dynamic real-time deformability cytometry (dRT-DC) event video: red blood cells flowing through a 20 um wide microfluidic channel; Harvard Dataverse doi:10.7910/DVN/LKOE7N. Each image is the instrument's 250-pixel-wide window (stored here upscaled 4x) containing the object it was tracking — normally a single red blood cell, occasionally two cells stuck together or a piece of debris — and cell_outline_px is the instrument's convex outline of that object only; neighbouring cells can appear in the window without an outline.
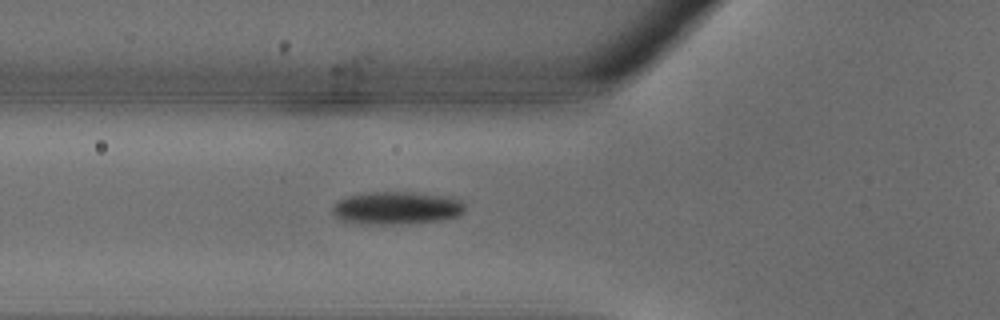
{"species": "common noctule bat (a hibernating species)", "species_latin": "Nyctalus noctula", "temperature_condition": "warm", "stored_images_in_passage": 26, "camera_frame_rate_fps": 3000, "um_per_image_px": 0.085, "animal": {"sex": "male", "body_mass_g": 18.8}, "frame": {"image": 1, "passage_image": 7, "time_ms": 2.0, "image_size_px": [1000, 320], "cell_outline_px": [[464, 212], [456, 216], [444, 220], [400, 224], [360, 224], [340, 220], [332, 212], [332, 208], [336, 200], [344, 196], [372, 192], [412, 192], [444, 196], [460, 200], [464, 204]], "centroid_in_image_um": [33.66, 17.68], "position_along_channel_um": 92.1, "area_um2": 25.49}}
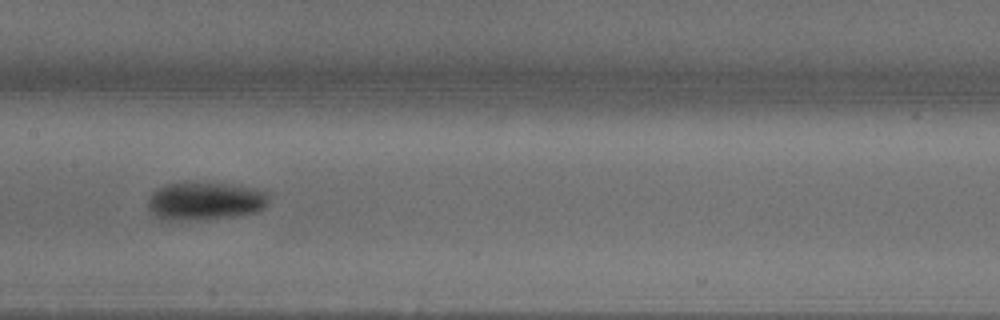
{"frame": {"image": 2, "passage_image": 12, "time_ms": 3.667, "image_size_px": [1000, 320], "cell_outline_px": [[268, 204], [264, 208], [256, 212], [232, 216], [168, 220], [156, 216], [148, 208], [148, 200], [152, 192], [156, 188], [164, 184], [180, 180], [192, 180], [232, 184], [264, 188], [268, 192]], "centroid_in_image_um": [17.45, 17.0], "position_along_channel_um": 189.9, "area_um2": 27.51}}
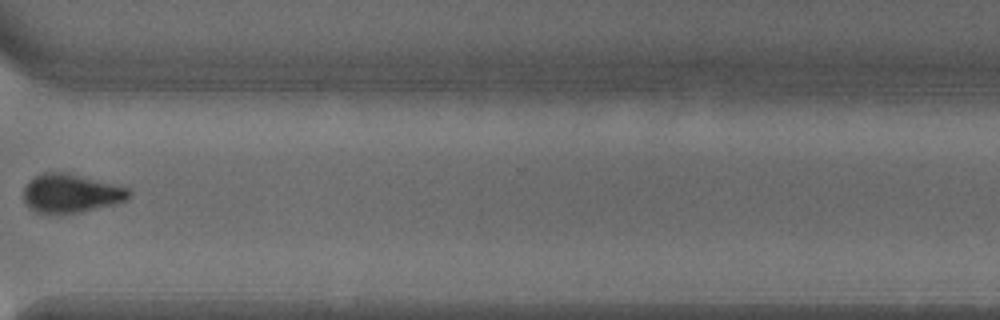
{"frame": {"image": 3, "passage_image": 21, "time_ms": 6.667, "image_size_px": [1000, 320], "cell_outline_px": [[132, 196], [128, 200], [80, 212], [36, 212], [24, 200], [24, 188], [36, 176], [44, 172], [68, 172], [120, 184], [128, 188], [132, 192]], "centroid_in_image_um": [6.13, 16.39], "position_along_channel_um": 364.5, "area_um2": 23.64}}